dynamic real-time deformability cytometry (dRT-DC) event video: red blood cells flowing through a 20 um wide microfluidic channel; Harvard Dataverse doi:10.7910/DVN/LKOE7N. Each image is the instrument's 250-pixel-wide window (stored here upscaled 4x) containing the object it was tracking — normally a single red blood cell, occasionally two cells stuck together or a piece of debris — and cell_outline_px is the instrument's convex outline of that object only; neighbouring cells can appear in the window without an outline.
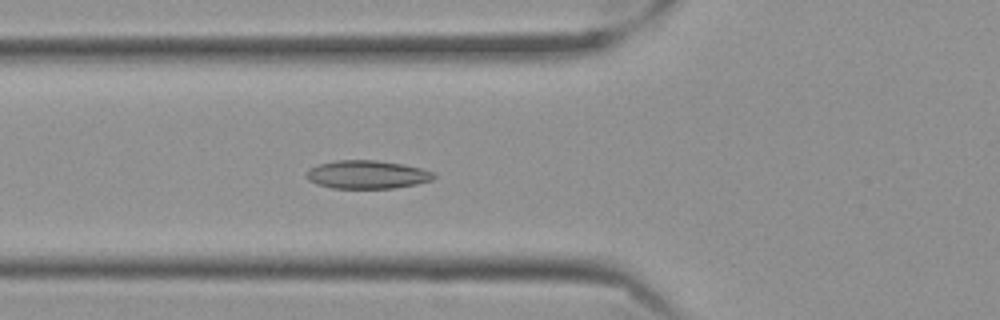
{"species": "Egyptian fruit bat (a non-hibernating species)", "species_latin": "Rousettus aegyptiacus", "temperature_condition": "cold", "stored_images_in_passage": 50, "camera_frame_rate_fps": 3000, "um_per_image_px": 0.085, "frame": {"image": 1, "passage_image": 14, "time_ms": 4.333, "image_size_px": [1000, 320], "cell_outline_px": [[436, 176], [432, 180], [416, 184], [392, 188], [332, 188], [316, 184], [308, 180], [308, 172], [312, 168], [320, 164], [336, 160], [376, 160], [400, 164], [420, 168], [432, 172]], "centroid_in_image_um": [31.21, 14.84], "position_along_channel_um": 94.6, "area_um2": 20.63}}
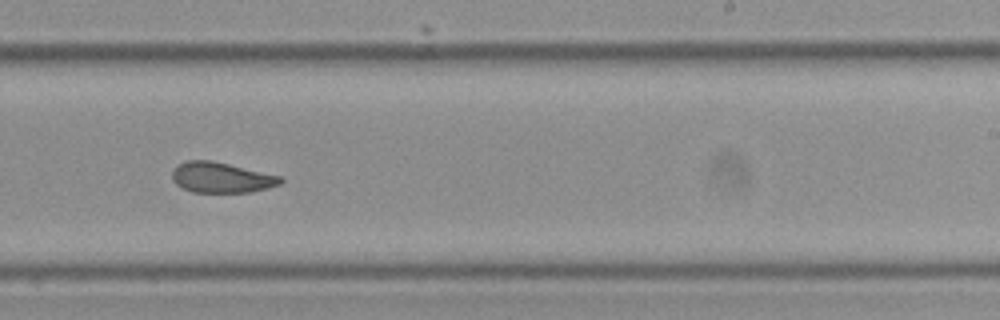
{"frame": {"image": 2, "passage_image": 29, "time_ms": 9.333, "image_size_px": [1000, 320], "cell_outline_px": [[284, 180], [280, 184], [268, 188], [248, 192], [192, 192], [176, 184], [172, 180], [172, 172], [180, 164], [188, 160], [212, 160], [280, 176]], "centroid_in_image_um": [18.82, 15.09], "position_along_channel_um": 270.2, "area_um2": 19.02}}
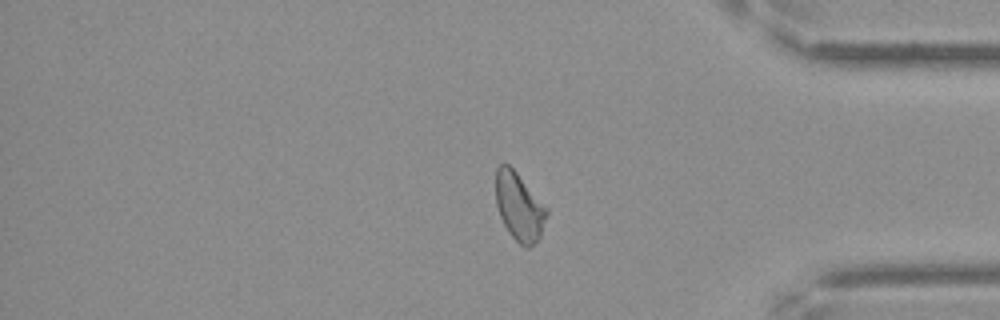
{"frame": {"image": 3, "passage_image": 41, "time_ms": 13.333, "image_size_px": [1000, 320], "cell_outline_px": [[548, 212], [540, 236], [528, 248], [524, 248], [508, 232], [500, 216], [496, 204], [496, 168], [500, 164], [508, 164], [516, 172], [548, 208]], "centroid_in_image_um": [44.12, 17.57], "position_along_channel_um": 391.1, "area_um2": 19.94}, "authors_computed_cell_mechanics": {"area_um2": 20.1722, "velocity_mm_per_s": 3.5022, "shape_relaxation_time_tau1_ms": 8.2592, "shape_relaxation_time_tau2_ms": 2.1845, "deformation_change_tau1": 0.1487, "deformation_change_tau2": 0.0752}}